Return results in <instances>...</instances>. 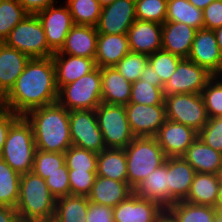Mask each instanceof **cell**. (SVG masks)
<instances>
[{
	"instance_id": "51",
	"label": "cell",
	"mask_w": 222,
	"mask_h": 222,
	"mask_svg": "<svg viewBox=\"0 0 222 222\" xmlns=\"http://www.w3.org/2000/svg\"><path fill=\"white\" fill-rule=\"evenodd\" d=\"M140 79L148 82H155V86H158L162 89L164 88V84L161 82L158 74L154 71L153 67L149 63L144 68Z\"/></svg>"
},
{
	"instance_id": "24",
	"label": "cell",
	"mask_w": 222,
	"mask_h": 222,
	"mask_svg": "<svg viewBox=\"0 0 222 222\" xmlns=\"http://www.w3.org/2000/svg\"><path fill=\"white\" fill-rule=\"evenodd\" d=\"M133 193L134 190L128 182L96 176L92 190L87 197L90 202L113 208Z\"/></svg>"
},
{
	"instance_id": "43",
	"label": "cell",
	"mask_w": 222,
	"mask_h": 222,
	"mask_svg": "<svg viewBox=\"0 0 222 222\" xmlns=\"http://www.w3.org/2000/svg\"><path fill=\"white\" fill-rule=\"evenodd\" d=\"M181 60L182 58L162 49L148 56V63L151 64L163 84L170 79Z\"/></svg>"
},
{
	"instance_id": "59",
	"label": "cell",
	"mask_w": 222,
	"mask_h": 222,
	"mask_svg": "<svg viewBox=\"0 0 222 222\" xmlns=\"http://www.w3.org/2000/svg\"><path fill=\"white\" fill-rule=\"evenodd\" d=\"M216 175H217L219 182L222 183V165L219 167Z\"/></svg>"
},
{
	"instance_id": "46",
	"label": "cell",
	"mask_w": 222,
	"mask_h": 222,
	"mask_svg": "<svg viewBox=\"0 0 222 222\" xmlns=\"http://www.w3.org/2000/svg\"><path fill=\"white\" fill-rule=\"evenodd\" d=\"M45 181L51 194L56 199L71 195L68 167L66 164L62 166V171L50 174Z\"/></svg>"
},
{
	"instance_id": "32",
	"label": "cell",
	"mask_w": 222,
	"mask_h": 222,
	"mask_svg": "<svg viewBox=\"0 0 222 222\" xmlns=\"http://www.w3.org/2000/svg\"><path fill=\"white\" fill-rule=\"evenodd\" d=\"M174 222H213L216 216L215 207L197 205L187 201H177L166 209Z\"/></svg>"
},
{
	"instance_id": "49",
	"label": "cell",
	"mask_w": 222,
	"mask_h": 222,
	"mask_svg": "<svg viewBox=\"0 0 222 222\" xmlns=\"http://www.w3.org/2000/svg\"><path fill=\"white\" fill-rule=\"evenodd\" d=\"M20 116L9 108L3 106L0 107V156L6 141V137L11 125L19 118Z\"/></svg>"
},
{
	"instance_id": "39",
	"label": "cell",
	"mask_w": 222,
	"mask_h": 222,
	"mask_svg": "<svg viewBox=\"0 0 222 222\" xmlns=\"http://www.w3.org/2000/svg\"><path fill=\"white\" fill-rule=\"evenodd\" d=\"M64 164V153L45 152L37 149L32 172L45 180L50 174L56 171H62V166Z\"/></svg>"
},
{
	"instance_id": "37",
	"label": "cell",
	"mask_w": 222,
	"mask_h": 222,
	"mask_svg": "<svg viewBox=\"0 0 222 222\" xmlns=\"http://www.w3.org/2000/svg\"><path fill=\"white\" fill-rule=\"evenodd\" d=\"M129 103L143 105H165L163 89L155 86V82L137 80L132 83Z\"/></svg>"
},
{
	"instance_id": "5",
	"label": "cell",
	"mask_w": 222,
	"mask_h": 222,
	"mask_svg": "<svg viewBox=\"0 0 222 222\" xmlns=\"http://www.w3.org/2000/svg\"><path fill=\"white\" fill-rule=\"evenodd\" d=\"M124 151L128 184L133 190L167 158L155 137H135Z\"/></svg>"
},
{
	"instance_id": "1",
	"label": "cell",
	"mask_w": 222,
	"mask_h": 222,
	"mask_svg": "<svg viewBox=\"0 0 222 222\" xmlns=\"http://www.w3.org/2000/svg\"><path fill=\"white\" fill-rule=\"evenodd\" d=\"M55 66L51 57L30 59L14 87L6 95L4 106L19 116L57 102Z\"/></svg>"
},
{
	"instance_id": "6",
	"label": "cell",
	"mask_w": 222,
	"mask_h": 222,
	"mask_svg": "<svg viewBox=\"0 0 222 222\" xmlns=\"http://www.w3.org/2000/svg\"><path fill=\"white\" fill-rule=\"evenodd\" d=\"M57 102L69 112L95 110L102 103L101 68L96 67L73 83L62 86Z\"/></svg>"
},
{
	"instance_id": "9",
	"label": "cell",
	"mask_w": 222,
	"mask_h": 222,
	"mask_svg": "<svg viewBox=\"0 0 222 222\" xmlns=\"http://www.w3.org/2000/svg\"><path fill=\"white\" fill-rule=\"evenodd\" d=\"M166 119L199 132L209 120L201 94H174L164 97Z\"/></svg>"
},
{
	"instance_id": "36",
	"label": "cell",
	"mask_w": 222,
	"mask_h": 222,
	"mask_svg": "<svg viewBox=\"0 0 222 222\" xmlns=\"http://www.w3.org/2000/svg\"><path fill=\"white\" fill-rule=\"evenodd\" d=\"M27 15L18 0H0V42H4L10 31Z\"/></svg>"
},
{
	"instance_id": "23",
	"label": "cell",
	"mask_w": 222,
	"mask_h": 222,
	"mask_svg": "<svg viewBox=\"0 0 222 222\" xmlns=\"http://www.w3.org/2000/svg\"><path fill=\"white\" fill-rule=\"evenodd\" d=\"M97 37L96 27L74 24L66 36L64 46L59 52L95 60Z\"/></svg>"
},
{
	"instance_id": "56",
	"label": "cell",
	"mask_w": 222,
	"mask_h": 222,
	"mask_svg": "<svg viewBox=\"0 0 222 222\" xmlns=\"http://www.w3.org/2000/svg\"><path fill=\"white\" fill-rule=\"evenodd\" d=\"M159 222H174V220L167 214L165 213Z\"/></svg>"
},
{
	"instance_id": "18",
	"label": "cell",
	"mask_w": 222,
	"mask_h": 222,
	"mask_svg": "<svg viewBox=\"0 0 222 222\" xmlns=\"http://www.w3.org/2000/svg\"><path fill=\"white\" fill-rule=\"evenodd\" d=\"M127 37L131 52L149 56L162 49V24L136 19Z\"/></svg>"
},
{
	"instance_id": "14",
	"label": "cell",
	"mask_w": 222,
	"mask_h": 222,
	"mask_svg": "<svg viewBox=\"0 0 222 222\" xmlns=\"http://www.w3.org/2000/svg\"><path fill=\"white\" fill-rule=\"evenodd\" d=\"M136 19L135 0H114L102 7L96 29L100 34H127Z\"/></svg>"
},
{
	"instance_id": "54",
	"label": "cell",
	"mask_w": 222,
	"mask_h": 222,
	"mask_svg": "<svg viewBox=\"0 0 222 222\" xmlns=\"http://www.w3.org/2000/svg\"><path fill=\"white\" fill-rule=\"evenodd\" d=\"M216 36V40L220 49V52L222 54V26L216 28L215 30H213Z\"/></svg>"
},
{
	"instance_id": "17",
	"label": "cell",
	"mask_w": 222,
	"mask_h": 222,
	"mask_svg": "<svg viewBox=\"0 0 222 222\" xmlns=\"http://www.w3.org/2000/svg\"><path fill=\"white\" fill-rule=\"evenodd\" d=\"M197 137L193 128L168 119L155 136L166 157H182Z\"/></svg>"
},
{
	"instance_id": "34",
	"label": "cell",
	"mask_w": 222,
	"mask_h": 222,
	"mask_svg": "<svg viewBox=\"0 0 222 222\" xmlns=\"http://www.w3.org/2000/svg\"><path fill=\"white\" fill-rule=\"evenodd\" d=\"M21 175L0 158V205L16 207Z\"/></svg>"
},
{
	"instance_id": "4",
	"label": "cell",
	"mask_w": 222,
	"mask_h": 222,
	"mask_svg": "<svg viewBox=\"0 0 222 222\" xmlns=\"http://www.w3.org/2000/svg\"><path fill=\"white\" fill-rule=\"evenodd\" d=\"M36 150L32 125L20 116L8 131L0 158L23 175L33 170Z\"/></svg>"
},
{
	"instance_id": "26",
	"label": "cell",
	"mask_w": 222,
	"mask_h": 222,
	"mask_svg": "<svg viewBox=\"0 0 222 222\" xmlns=\"http://www.w3.org/2000/svg\"><path fill=\"white\" fill-rule=\"evenodd\" d=\"M102 103L127 105L131 98L132 83L115 67L101 68Z\"/></svg>"
},
{
	"instance_id": "16",
	"label": "cell",
	"mask_w": 222,
	"mask_h": 222,
	"mask_svg": "<svg viewBox=\"0 0 222 222\" xmlns=\"http://www.w3.org/2000/svg\"><path fill=\"white\" fill-rule=\"evenodd\" d=\"M213 75H222V54L213 30L196 31L188 58Z\"/></svg>"
},
{
	"instance_id": "22",
	"label": "cell",
	"mask_w": 222,
	"mask_h": 222,
	"mask_svg": "<svg viewBox=\"0 0 222 222\" xmlns=\"http://www.w3.org/2000/svg\"><path fill=\"white\" fill-rule=\"evenodd\" d=\"M129 52L127 34L98 33L95 55L96 67H114Z\"/></svg>"
},
{
	"instance_id": "48",
	"label": "cell",
	"mask_w": 222,
	"mask_h": 222,
	"mask_svg": "<svg viewBox=\"0 0 222 222\" xmlns=\"http://www.w3.org/2000/svg\"><path fill=\"white\" fill-rule=\"evenodd\" d=\"M87 222H114L113 208L89 202Z\"/></svg>"
},
{
	"instance_id": "50",
	"label": "cell",
	"mask_w": 222,
	"mask_h": 222,
	"mask_svg": "<svg viewBox=\"0 0 222 222\" xmlns=\"http://www.w3.org/2000/svg\"><path fill=\"white\" fill-rule=\"evenodd\" d=\"M22 5L24 10L31 15H36L37 13L43 11L49 6L55 5L57 0H18Z\"/></svg>"
},
{
	"instance_id": "2",
	"label": "cell",
	"mask_w": 222,
	"mask_h": 222,
	"mask_svg": "<svg viewBox=\"0 0 222 222\" xmlns=\"http://www.w3.org/2000/svg\"><path fill=\"white\" fill-rule=\"evenodd\" d=\"M25 117L32 125L36 149L65 153L72 146L69 111L58 102L33 109Z\"/></svg>"
},
{
	"instance_id": "33",
	"label": "cell",
	"mask_w": 222,
	"mask_h": 222,
	"mask_svg": "<svg viewBox=\"0 0 222 222\" xmlns=\"http://www.w3.org/2000/svg\"><path fill=\"white\" fill-rule=\"evenodd\" d=\"M166 21L182 22L196 30L203 29V10L188 0H168Z\"/></svg>"
},
{
	"instance_id": "42",
	"label": "cell",
	"mask_w": 222,
	"mask_h": 222,
	"mask_svg": "<svg viewBox=\"0 0 222 222\" xmlns=\"http://www.w3.org/2000/svg\"><path fill=\"white\" fill-rule=\"evenodd\" d=\"M168 0H135L136 18L163 24L166 21Z\"/></svg>"
},
{
	"instance_id": "61",
	"label": "cell",
	"mask_w": 222,
	"mask_h": 222,
	"mask_svg": "<svg viewBox=\"0 0 222 222\" xmlns=\"http://www.w3.org/2000/svg\"><path fill=\"white\" fill-rule=\"evenodd\" d=\"M213 222H222V219H220L217 215L215 216Z\"/></svg>"
},
{
	"instance_id": "40",
	"label": "cell",
	"mask_w": 222,
	"mask_h": 222,
	"mask_svg": "<svg viewBox=\"0 0 222 222\" xmlns=\"http://www.w3.org/2000/svg\"><path fill=\"white\" fill-rule=\"evenodd\" d=\"M68 169L76 171H96L98 154L72 145L65 153Z\"/></svg>"
},
{
	"instance_id": "35",
	"label": "cell",
	"mask_w": 222,
	"mask_h": 222,
	"mask_svg": "<svg viewBox=\"0 0 222 222\" xmlns=\"http://www.w3.org/2000/svg\"><path fill=\"white\" fill-rule=\"evenodd\" d=\"M74 24L94 26L98 24L102 6L98 0H64Z\"/></svg>"
},
{
	"instance_id": "55",
	"label": "cell",
	"mask_w": 222,
	"mask_h": 222,
	"mask_svg": "<svg viewBox=\"0 0 222 222\" xmlns=\"http://www.w3.org/2000/svg\"><path fill=\"white\" fill-rule=\"evenodd\" d=\"M215 207H222V183L219 185L217 202Z\"/></svg>"
},
{
	"instance_id": "25",
	"label": "cell",
	"mask_w": 222,
	"mask_h": 222,
	"mask_svg": "<svg viewBox=\"0 0 222 222\" xmlns=\"http://www.w3.org/2000/svg\"><path fill=\"white\" fill-rule=\"evenodd\" d=\"M30 58L0 42V89L7 95L14 87Z\"/></svg>"
},
{
	"instance_id": "8",
	"label": "cell",
	"mask_w": 222,
	"mask_h": 222,
	"mask_svg": "<svg viewBox=\"0 0 222 222\" xmlns=\"http://www.w3.org/2000/svg\"><path fill=\"white\" fill-rule=\"evenodd\" d=\"M95 113L106 148L124 149L135 138L126 116L125 105L101 103Z\"/></svg>"
},
{
	"instance_id": "3",
	"label": "cell",
	"mask_w": 222,
	"mask_h": 222,
	"mask_svg": "<svg viewBox=\"0 0 222 222\" xmlns=\"http://www.w3.org/2000/svg\"><path fill=\"white\" fill-rule=\"evenodd\" d=\"M56 198L46 181L34 172L21 175L16 210L20 222H52Z\"/></svg>"
},
{
	"instance_id": "45",
	"label": "cell",
	"mask_w": 222,
	"mask_h": 222,
	"mask_svg": "<svg viewBox=\"0 0 222 222\" xmlns=\"http://www.w3.org/2000/svg\"><path fill=\"white\" fill-rule=\"evenodd\" d=\"M198 137L206 145L222 153V117L209 118L198 132Z\"/></svg>"
},
{
	"instance_id": "20",
	"label": "cell",
	"mask_w": 222,
	"mask_h": 222,
	"mask_svg": "<svg viewBox=\"0 0 222 222\" xmlns=\"http://www.w3.org/2000/svg\"><path fill=\"white\" fill-rule=\"evenodd\" d=\"M55 66L56 86L58 90L73 83L96 68L93 58L61 54L59 51L52 55Z\"/></svg>"
},
{
	"instance_id": "52",
	"label": "cell",
	"mask_w": 222,
	"mask_h": 222,
	"mask_svg": "<svg viewBox=\"0 0 222 222\" xmlns=\"http://www.w3.org/2000/svg\"><path fill=\"white\" fill-rule=\"evenodd\" d=\"M0 222H20L16 208L0 205Z\"/></svg>"
},
{
	"instance_id": "21",
	"label": "cell",
	"mask_w": 222,
	"mask_h": 222,
	"mask_svg": "<svg viewBox=\"0 0 222 222\" xmlns=\"http://www.w3.org/2000/svg\"><path fill=\"white\" fill-rule=\"evenodd\" d=\"M196 31L182 22L165 21L162 24V50L187 59Z\"/></svg>"
},
{
	"instance_id": "30",
	"label": "cell",
	"mask_w": 222,
	"mask_h": 222,
	"mask_svg": "<svg viewBox=\"0 0 222 222\" xmlns=\"http://www.w3.org/2000/svg\"><path fill=\"white\" fill-rule=\"evenodd\" d=\"M220 182L216 174L196 173L190 192L184 201L215 207Z\"/></svg>"
},
{
	"instance_id": "7",
	"label": "cell",
	"mask_w": 222,
	"mask_h": 222,
	"mask_svg": "<svg viewBox=\"0 0 222 222\" xmlns=\"http://www.w3.org/2000/svg\"><path fill=\"white\" fill-rule=\"evenodd\" d=\"M4 43L25 53L30 59L51 57L45 31L37 15L28 14L11 31Z\"/></svg>"
},
{
	"instance_id": "44",
	"label": "cell",
	"mask_w": 222,
	"mask_h": 222,
	"mask_svg": "<svg viewBox=\"0 0 222 222\" xmlns=\"http://www.w3.org/2000/svg\"><path fill=\"white\" fill-rule=\"evenodd\" d=\"M71 195L88 196L97 176L96 171L68 169Z\"/></svg>"
},
{
	"instance_id": "28",
	"label": "cell",
	"mask_w": 222,
	"mask_h": 222,
	"mask_svg": "<svg viewBox=\"0 0 222 222\" xmlns=\"http://www.w3.org/2000/svg\"><path fill=\"white\" fill-rule=\"evenodd\" d=\"M196 173L217 174L222 165V153L206 145L199 137L182 156Z\"/></svg>"
},
{
	"instance_id": "53",
	"label": "cell",
	"mask_w": 222,
	"mask_h": 222,
	"mask_svg": "<svg viewBox=\"0 0 222 222\" xmlns=\"http://www.w3.org/2000/svg\"><path fill=\"white\" fill-rule=\"evenodd\" d=\"M192 5L198 9H205L214 0H188Z\"/></svg>"
},
{
	"instance_id": "15",
	"label": "cell",
	"mask_w": 222,
	"mask_h": 222,
	"mask_svg": "<svg viewBox=\"0 0 222 222\" xmlns=\"http://www.w3.org/2000/svg\"><path fill=\"white\" fill-rule=\"evenodd\" d=\"M166 213L159 203L131 194L113 207L114 222H159Z\"/></svg>"
},
{
	"instance_id": "58",
	"label": "cell",
	"mask_w": 222,
	"mask_h": 222,
	"mask_svg": "<svg viewBox=\"0 0 222 222\" xmlns=\"http://www.w3.org/2000/svg\"><path fill=\"white\" fill-rule=\"evenodd\" d=\"M113 1H114V0H98L99 4H100L102 7L111 4Z\"/></svg>"
},
{
	"instance_id": "41",
	"label": "cell",
	"mask_w": 222,
	"mask_h": 222,
	"mask_svg": "<svg viewBox=\"0 0 222 222\" xmlns=\"http://www.w3.org/2000/svg\"><path fill=\"white\" fill-rule=\"evenodd\" d=\"M147 64V55L130 51L114 67L127 81L133 83L140 79Z\"/></svg>"
},
{
	"instance_id": "13",
	"label": "cell",
	"mask_w": 222,
	"mask_h": 222,
	"mask_svg": "<svg viewBox=\"0 0 222 222\" xmlns=\"http://www.w3.org/2000/svg\"><path fill=\"white\" fill-rule=\"evenodd\" d=\"M130 129L135 137H155L166 121L165 105H125Z\"/></svg>"
},
{
	"instance_id": "19",
	"label": "cell",
	"mask_w": 222,
	"mask_h": 222,
	"mask_svg": "<svg viewBox=\"0 0 222 222\" xmlns=\"http://www.w3.org/2000/svg\"><path fill=\"white\" fill-rule=\"evenodd\" d=\"M196 171L183 157H167L168 197L176 203L187 198Z\"/></svg>"
},
{
	"instance_id": "60",
	"label": "cell",
	"mask_w": 222,
	"mask_h": 222,
	"mask_svg": "<svg viewBox=\"0 0 222 222\" xmlns=\"http://www.w3.org/2000/svg\"><path fill=\"white\" fill-rule=\"evenodd\" d=\"M216 215L222 219V207H215Z\"/></svg>"
},
{
	"instance_id": "10",
	"label": "cell",
	"mask_w": 222,
	"mask_h": 222,
	"mask_svg": "<svg viewBox=\"0 0 222 222\" xmlns=\"http://www.w3.org/2000/svg\"><path fill=\"white\" fill-rule=\"evenodd\" d=\"M69 127L72 145L97 154L106 149L95 110L70 111Z\"/></svg>"
},
{
	"instance_id": "29",
	"label": "cell",
	"mask_w": 222,
	"mask_h": 222,
	"mask_svg": "<svg viewBox=\"0 0 222 222\" xmlns=\"http://www.w3.org/2000/svg\"><path fill=\"white\" fill-rule=\"evenodd\" d=\"M96 174L119 182H128L124 149L106 148L100 152L97 157Z\"/></svg>"
},
{
	"instance_id": "38",
	"label": "cell",
	"mask_w": 222,
	"mask_h": 222,
	"mask_svg": "<svg viewBox=\"0 0 222 222\" xmlns=\"http://www.w3.org/2000/svg\"><path fill=\"white\" fill-rule=\"evenodd\" d=\"M209 118L222 117V75H214L201 92Z\"/></svg>"
},
{
	"instance_id": "57",
	"label": "cell",
	"mask_w": 222,
	"mask_h": 222,
	"mask_svg": "<svg viewBox=\"0 0 222 222\" xmlns=\"http://www.w3.org/2000/svg\"><path fill=\"white\" fill-rule=\"evenodd\" d=\"M6 94L0 89V107L4 106Z\"/></svg>"
},
{
	"instance_id": "47",
	"label": "cell",
	"mask_w": 222,
	"mask_h": 222,
	"mask_svg": "<svg viewBox=\"0 0 222 222\" xmlns=\"http://www.w3.org/2000/svg\"><path fill=\"white\" fill-rule=\"evenodd\" d=\"M222 26V0H214L203 9V28L215 30Z\"/></svg>"
},
{
	"instance_id": "11",
	"label": "cell",
	"mask_w": 222,
	"mask_h": 222,
	"mask_svg": "<svg viewBox=\"0 0 222 222\" xmlns=\"http://www.w3.org/2000/svg\"><path fill=\"white\" fill-rule=\"evenodd\" d=\"M214 75L189 59H182L170 79L164 84L163 94H201Z\"/></svg>"
},
{
	"instance_id": "27",
	"label": "cell",
	"mask_w": 222,
	"mask_h": 222,
	"mask_svg": "<svg viewBox=\"0 0 222 222\" xmlns=\"http://www.w3.org/2000/svg\"><path fill=\"white\" fill-rule=\"evenodd\" d=\"M134 193L140 198L159 203L164 209L174 204L168 197L167 158L164 164L150 173L134 189Z\"/></svg>"
},
{
	"instance_id": "12",
	"label": "cell",
	"mask_w": 222,
	"mask_h": 222,
	"mask_svg": "<svg viewBox=\"0 0 222 222\" xmlns=\"http://www.w3.org/2000/svg\"><path fill=\"white\" fill-rule=\"evenodd\" d=\"M49 6L37 13L45 31L48 47L55 53L65 44L66 36L74 25L68 6L59 4Z\"/></svg>"
},
{
	"instance_id": "31",
	"label": "cell",
	"mask_w": 222,
	"mask_h": 222,
	"mask_svg": "<svg viewBox=\"0 0 222 222\" xmlns=\"http://www.w3.org/2000/svg\"><path fill=\"white\" fill-rule=\"evenodd\" d=\"M87 196L68 195L56 199L53 222H87Z\"/></svg>"
}]
</instances>
